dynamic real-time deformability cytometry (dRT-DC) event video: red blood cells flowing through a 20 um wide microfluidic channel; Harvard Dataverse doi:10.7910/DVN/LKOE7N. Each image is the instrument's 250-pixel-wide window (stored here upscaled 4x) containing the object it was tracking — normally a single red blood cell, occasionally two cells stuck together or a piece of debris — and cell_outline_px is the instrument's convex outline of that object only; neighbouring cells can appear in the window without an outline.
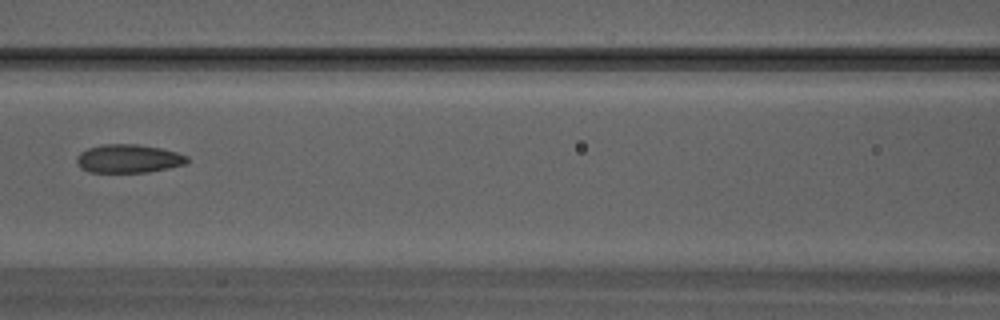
{"species": "Egyptian fruit bat (a non-hibernating species)", "species_latin": "Rousettus aegyptiacus", "temperature_condition": "warm", "stored_images_in_passage": 25, "camera_frame_rate_fps": 3000, "um_per_image_px": 0.085, "animal": {"sex": "male"}, "frame": {"image": 1, "passage_image": 8, "time_ms": 2.333, "image_size_px": [1000, 320], "cell_outline_px": [[188, 160], [184, 164], [168, 168], [148, 172], [88, 172], [80, 168], [76, 160], [76, 156], [80, 152], [88, 148], [104, 144], [136, 144], [160, 148], [176, 152], [188, 156]], "centroid_in_image_um": [10.89, 13.48], "position_along_channel_um": 155.7, "area_um2": 18.26}}
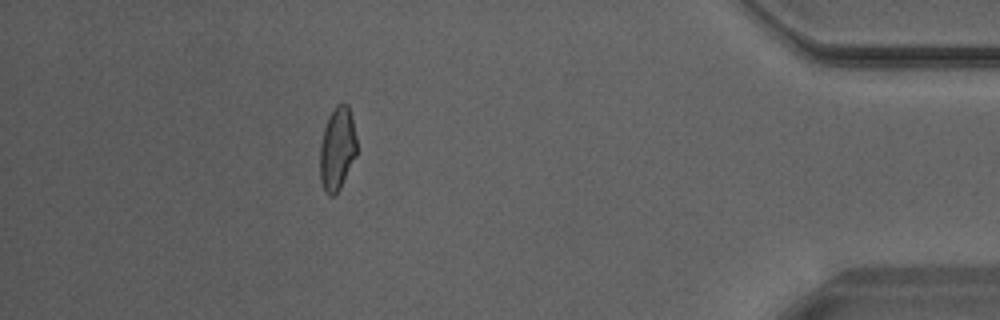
{"frame": {"image": 2, "passage_image": 22, "time_ms": 7.0, "image_size_px": [1000, 320], "cell_outline_px": [[356, 156], [340, 188], [332, 196], [328, 196], [324, 192], [320, 180], [320, 144], [324, 128], [328, 116], [336, 104], [340, 100], [348, 104], [356, 136]], "centroid_in_image_um": [28.65, 12.62], "position_along_channel_um": 406.5, "area_um2": 18.03}}